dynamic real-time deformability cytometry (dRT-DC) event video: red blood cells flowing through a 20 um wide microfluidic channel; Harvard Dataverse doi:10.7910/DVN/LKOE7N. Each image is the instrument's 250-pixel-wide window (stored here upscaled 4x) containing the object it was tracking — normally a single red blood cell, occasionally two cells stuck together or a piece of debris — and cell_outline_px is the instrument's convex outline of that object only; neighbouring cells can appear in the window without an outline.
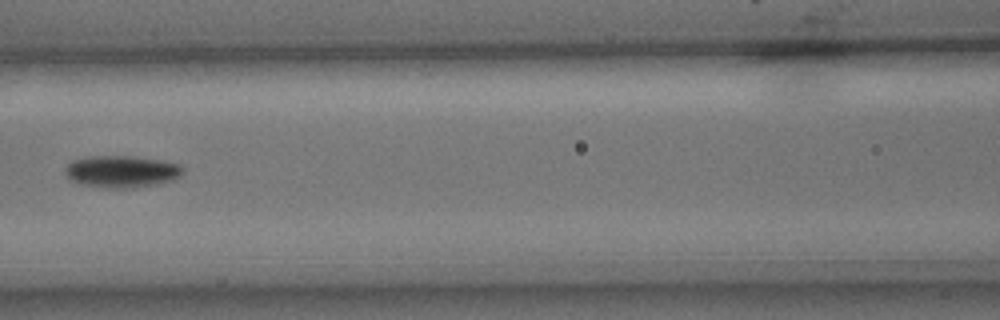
{"species": "common noctule bat (a hibernating species)", "species_latin": "Nyctalus noctula", "temperature_condition": "cold", "stored_images_in_passage": 9, "camera_frame_rate_fps": 3000, "um_per_image_px": 0.085, "animal": {"sex": "male", "body_mass_g": 15.6}, "frame": {"image": 1, "passage_image": 6, "time_ms": 1.667, "image_size_px": [1000, 320], "cell_outline_px": [[184, 172], [180, 176], [172, 180], [160, 184], [132, 188], [104, 188], [80, 184], [68, 180], [64, 172], [64, 168], [72, 160], [92, 156], [132, 156], [180, 164], [184, 168]], "centroid_in_image_um": [10.31, 14.6], "position_along_channel_um": 156.3, "area_um2": 22.2}}
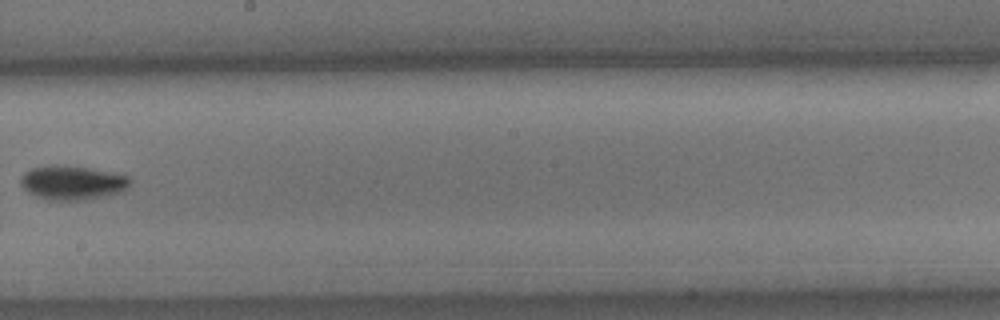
{"frame": {"image": 2, "passage_image": 8, "time_ms": 2.333, "image_size_px": [1000, 320], "cell_outline_px": [[132, 180], [128, 188], [124, 192], [84, 200], [48, 200], [36, 196], [28, 192], [20, 184], [20, 176], [24, 172], [32, 168], [48, 164], [60, 164], [88, 168], [112, 172], [128, 176]], "centroid_in_image_um": [6.15, 15.52], "position_along_channel_um": 242.1, "area_um2": 22.14}}
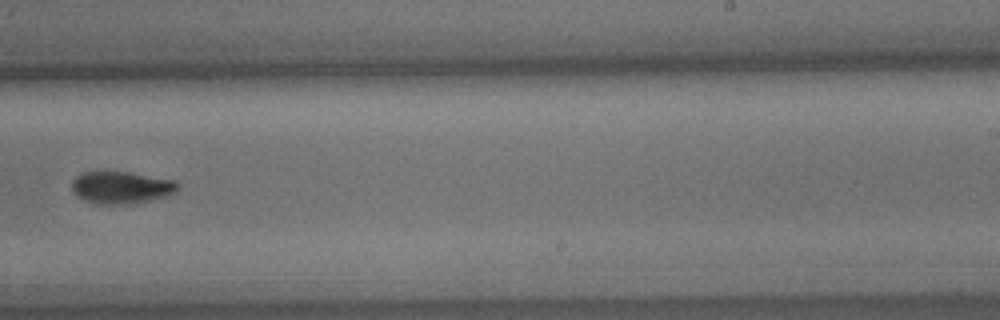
{"frame": {"image": 3, "passage_image": 9, "time_ms": 2.667, "image_size_px": [1000, 320], "cell_outline_px": [[180, 188], [176, 192], [168, 196], [152, 200], [132, 204], [100, 204], [84, 200], [76, 196], [72, 192], [72, 180], [76, 176], [84, 172], [128, 172], [176, 180], [180, 184]], "centroid_in_image_um": [10.35, 15.94], "position_along_channel_um": 278.7, "area_um2": 20.17}}